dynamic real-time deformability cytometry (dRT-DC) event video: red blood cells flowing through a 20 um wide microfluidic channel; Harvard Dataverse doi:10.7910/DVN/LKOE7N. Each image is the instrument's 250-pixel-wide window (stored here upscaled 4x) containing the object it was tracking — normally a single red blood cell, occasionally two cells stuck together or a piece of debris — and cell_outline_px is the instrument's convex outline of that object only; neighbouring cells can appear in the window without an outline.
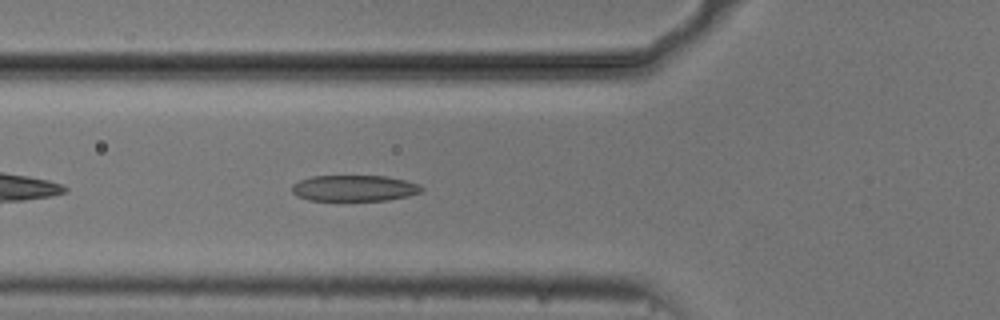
{"species": "common noctule bat (a hibernating species)", "species_latin": "Nyctalus noctula", "temperature_condition": "cold", "stored_images_in_passage": 26, "camera_frame_rate_fps": 3000, "um_per_image_px": 0.085, "animal": {"sex": "male", "body_mass_g": 20.5, "forearm_length_mm": 52.5}, "frame": {"image": 1, "passage_image": 6, "time_ms": 1.667, "image_size_px": [1000, 320], "cell_outline_px": [[424, 188], [420, 192], [408, 196], [388, 200], [308, 200], [296, 196], [292, 192], [292, 184], [300, 180], [312, 176], [384, 176], [404, 180], [420, 184]], "centroid_in_image_um": [30.1, 15.99], "position_along_channel_um": 95.7, "area_um2": 19.65}}
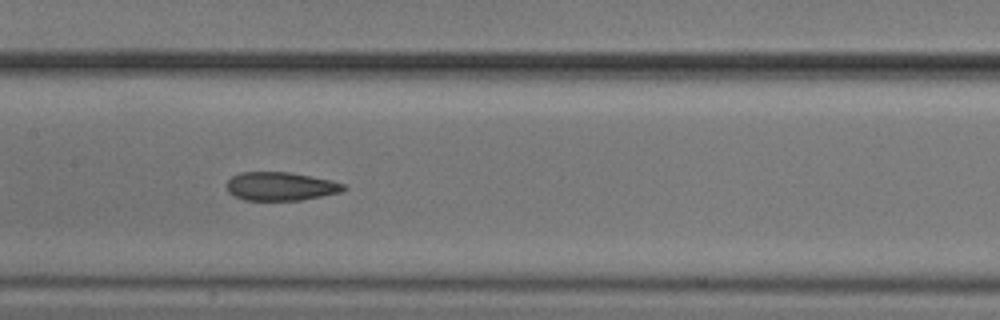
{"frame": {"image": 2, "passage_image": 13, "time_ms": 4.0, "image_size_px": [1000, 320], "cell_outline_px": [[348, 188], [340, 192], [300, 200], [244, 200], [228, 192], [228, 180], [232, 176], [240, 172], [288, 172], [332, 180], [344, 184]], "centroid_in_image_um": [23.86, 15.83], "position_along_channel_um": 183.5, "area_um2": 19.25}}
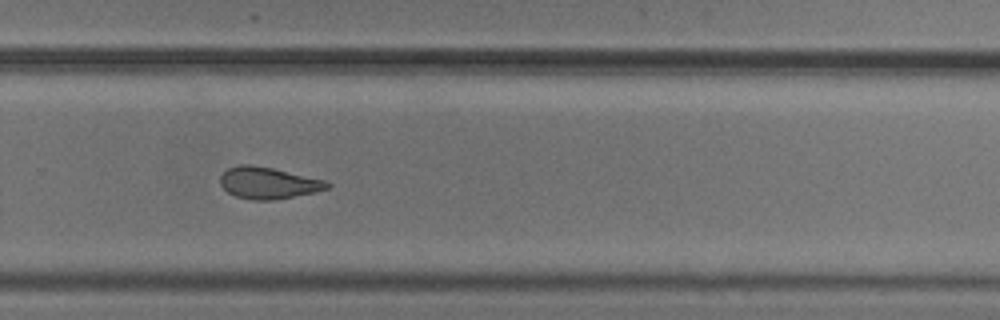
{"frame": {"image": 3, "passage_image": 23, "time_ms": 7.333, "image_size_px": [1000, 320], "cell_outline_px": [[332, 184], [328, 188], [312, 192], [272, 200], [252, 200], [236, 196], [228, 192], [220, 184], [220, 176], [228, 168], [240, 164], [248, 164], [272, 168], [324, 180]], "centroid_in_image_um": [22.76, 15.54], "position_along_channel_um": 307.0, "area_um2": 19.36}}